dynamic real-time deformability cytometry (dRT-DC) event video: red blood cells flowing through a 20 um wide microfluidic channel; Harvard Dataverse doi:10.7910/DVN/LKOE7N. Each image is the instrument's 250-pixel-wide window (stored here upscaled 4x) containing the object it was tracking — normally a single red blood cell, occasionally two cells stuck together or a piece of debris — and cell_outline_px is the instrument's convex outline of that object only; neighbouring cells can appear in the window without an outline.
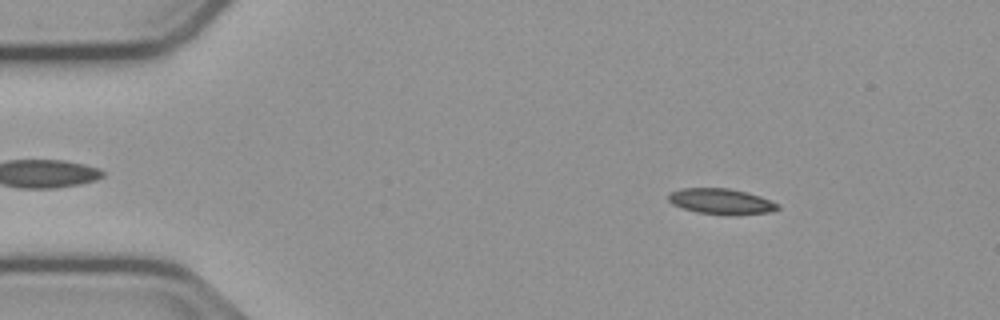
{"species": "common noctule bat (a hibernating species)", "species_latin": "Nyctalus noctula", "temperature_condition": "cold", "stored_images_in_passage": 54, "camera_frame_rate_fps": 3000, "um_per_image_px": 0.085, "animal": {"sex": "male", "body_mass_g": 23.1, "forearm_length_mm": 52.7}, "frame": {"image": 1, "passage_image": 7, "time_ms": 2.0, "image_size_px": [1000, 320], "cell_outline_px": [[780, 208], [768, 212], [736, 216], [728, 216], [696, 212], [672, 204], [668, 200], [668, 192], [680, 188], [728, 188], [748, 192], [760, 196], [780, 204]], "centroid_in_image_um": [61.3, 17.13], "position_along_channel_um": 23.7, "area_um2": 16.7}}
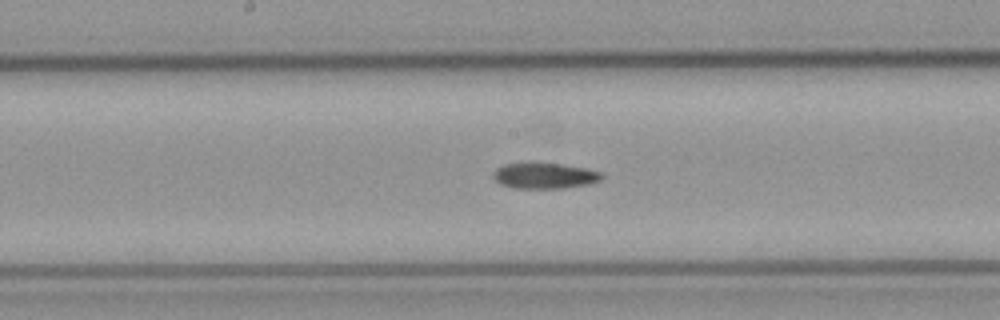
{"frame": {"image": 2, "passage_image": 27, "time_ms": 8.667, "image_size_px": [1000, 320], "cell_outline_px": [[604, 176], [600, 180], [592, 184], [560, 188], [516, 188], [500, 184], [492, 176], [492, 172], [496, 168], [504, 164], [532, 160], [588, 168], [600, 172]], "centroid_in_image_um": [46.26, 14.89], "position_along_channel_um": 201.9, "area_um2": 16.94}}
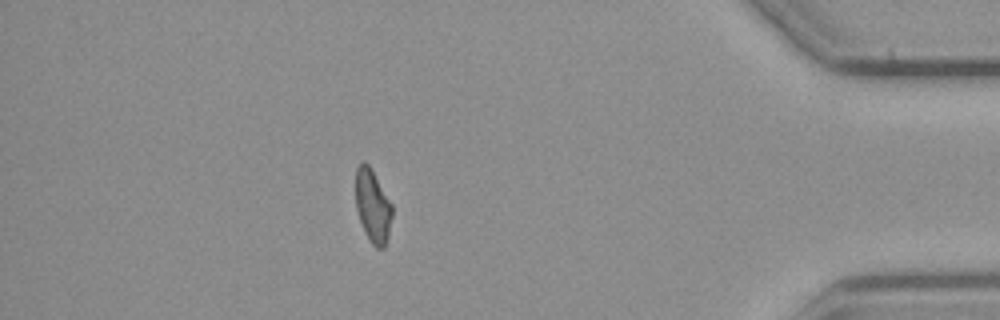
{"frame": {"image": 3, "passage_image": 47, "time_ms": 15.333, "image_size_px": [1000, 320], "cell_outline_px": [[392, 216], [388, 236], [384, 248], [376, 248], [372, 244], [360, 220], [356, 208], [356, 168], [364, 160], [368, 164], [392, 204]], "centroid_in_image_um": [31.69, 17.51], "position_along_channel_um": 403.5, "area_um2": 15.2}}